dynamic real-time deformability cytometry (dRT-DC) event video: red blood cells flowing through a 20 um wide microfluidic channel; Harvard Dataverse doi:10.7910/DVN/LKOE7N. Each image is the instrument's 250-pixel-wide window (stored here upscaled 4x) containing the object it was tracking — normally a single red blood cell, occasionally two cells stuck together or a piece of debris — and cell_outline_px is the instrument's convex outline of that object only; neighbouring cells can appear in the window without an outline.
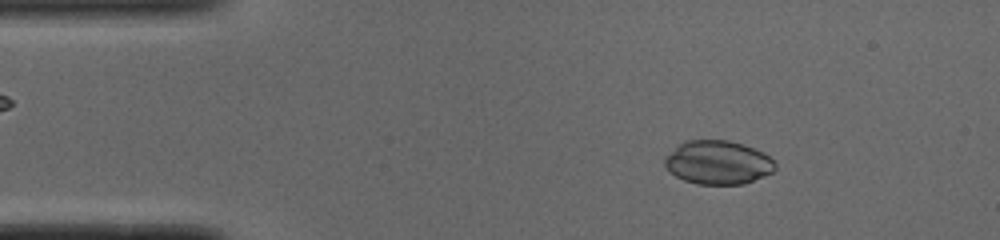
{"species": "common noctule bat (a hibernating species)", "species_latin": "Nyctalus noctula", "temperature_condition": "cold", "stored_images_in_passage": 51, "camera_frame_rate_fps": 3000, "um_per_image_px": 0.085, "animal": {"sex": "male", "body_mass_g": 19.0, "forearm_length_mm": 50.8}, "frame": {"image": 1, "passage_image": 7, "time_ms": 2.0, "image_size_px": [1000, 240], "cell_outline_px": [[776, 168], [772, 172], [764, 176], [744, 184], [696, 184], [684, 180], [676, 176], [664, 164], [664, 156], [684, 140], [728, 140], [744, 144], [764, 152], [776, 164]], "centroid_in_image_um": [61.03, 13.8], "position_along_channel_um": 24.0, "area_um2": 28.21}}
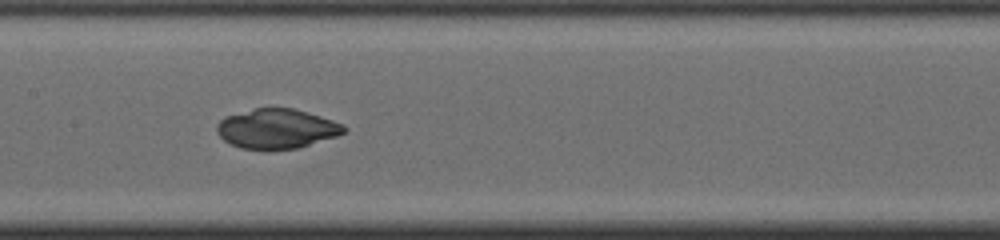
{"frame": {"image": 2, "passage_image": 24, "time_ms": 7.667, "image_size_px": [1000, 240], "cell_outline_px": [[348, 128], [344, 132], [336, 136], [296, 148], [268, 152], [240, 148], [224, 140], [216, 132], [216, 124], [220, 120], [228, 116], [256, 108], [292, 108], [320, 116], [344, 124]], "centroid_in_image_um": [23.5, 10.97], "position_along_channel_um": 183.9, "area_um2": 29.54}}
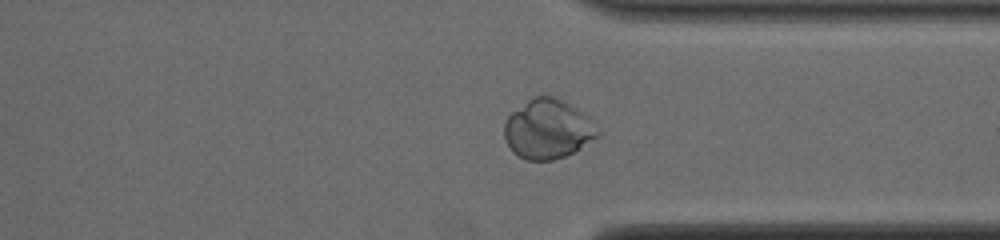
{"frame": {"image": 3, "passage_image": 38, "time_ms": 12.333, "image_size_px": [1000, 240], "cell_outline_px": [[600, 132], [596, 136], [580, 148], [564, 156], [552, 160], [528, 160], [512, 152], [504, 140], [504, 124], [508, 116], [512, 112], [532, 96], [552, 96], [576, 108], [588, 116]], "centroid_in_image_um": [46.52, 10.98], "position_along_channel_um": 364.9, "area_um2": 31.96}}